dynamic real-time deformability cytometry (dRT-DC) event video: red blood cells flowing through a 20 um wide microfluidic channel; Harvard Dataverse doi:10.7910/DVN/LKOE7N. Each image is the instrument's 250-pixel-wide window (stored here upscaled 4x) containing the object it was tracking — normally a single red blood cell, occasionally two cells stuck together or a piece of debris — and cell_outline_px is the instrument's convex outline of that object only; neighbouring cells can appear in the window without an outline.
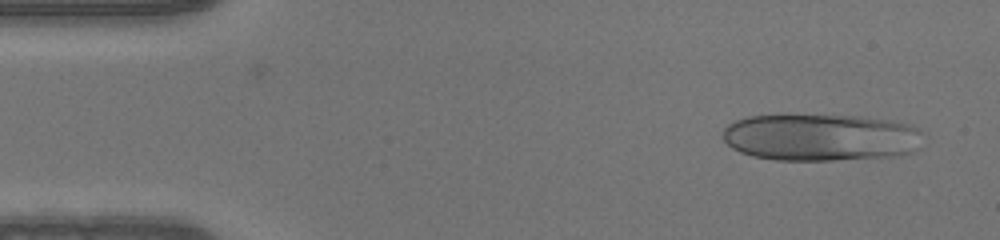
{"species": "human", "species_latin": "Homo sapiens", "temperature_condition": "warm", "stored_images_in_passage": 48, "camera_frame_rate_fps": 3000, "um_per_image_px": 0.085, "donor": {"sex": "male"}, "frame": {"image": 1, "passage_image": 3, "time_ms": 0.667, "image_size_px": [1000, 240], "cell_outline_px": [[924, 132], [916, 148], [912, 152], [900, 156], [832, 160], [776, 160], [752, 156], [740, 152], [732, 148], [720, 136], [724, 128], [728, 124], [736, 120], [748, 116], [784, 112], [860, 116], [888, 120], [908, 124]], "centroid_in_image_um": [69.69, 11.63], "position_along_channel_um": 15.3, "area_um2": 56.59}}
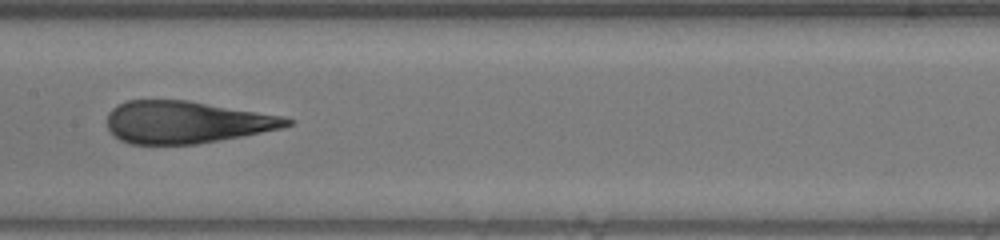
{"frame": {"image": 2, "passage_image": 23, "time_ms": 7.333, "image_size_px": [1000, 240], "cell_outline_px": [[292, 124], [284, 128], [220, 140], [196, 144], [128, 144], [120, 140], [108, 128], [108, 112], [112, 108], [128, 100], [188, 100], [280, 116], [292, 120]], "centroid_in_image_um": [15.81, 10.39], "position_along_channel_um": 191.6, "area_um2": 43.87}}
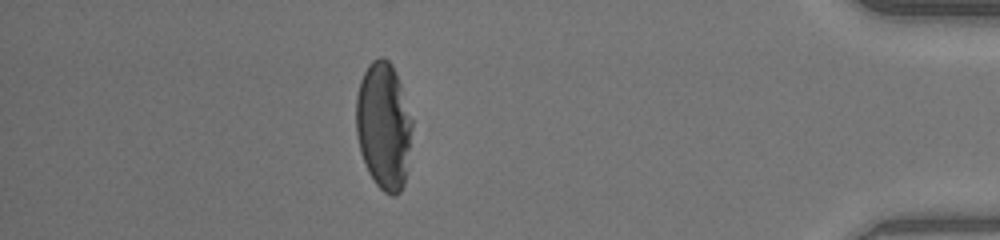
{"frame": {"image": 3, "passage_image": 42, "time_ms": 13.667, "image_size_px": [1000, 240], "cell_outline_px": [[412, 128], [404, 184], [400, 192], [396, 196], [392, 196], [384, 192], [376, 184], [368, 172], [360, 152], [356, 132], [356, 96], [360, 80], [368, 64], [372, 60], [380, 56], [384, 56], [392, 64], [396, 72], [412, 120]], "centroid_in_image_um": [32.59, 10.68], "position_along_channel_um": 402.6, "area_um2": 41.56}}